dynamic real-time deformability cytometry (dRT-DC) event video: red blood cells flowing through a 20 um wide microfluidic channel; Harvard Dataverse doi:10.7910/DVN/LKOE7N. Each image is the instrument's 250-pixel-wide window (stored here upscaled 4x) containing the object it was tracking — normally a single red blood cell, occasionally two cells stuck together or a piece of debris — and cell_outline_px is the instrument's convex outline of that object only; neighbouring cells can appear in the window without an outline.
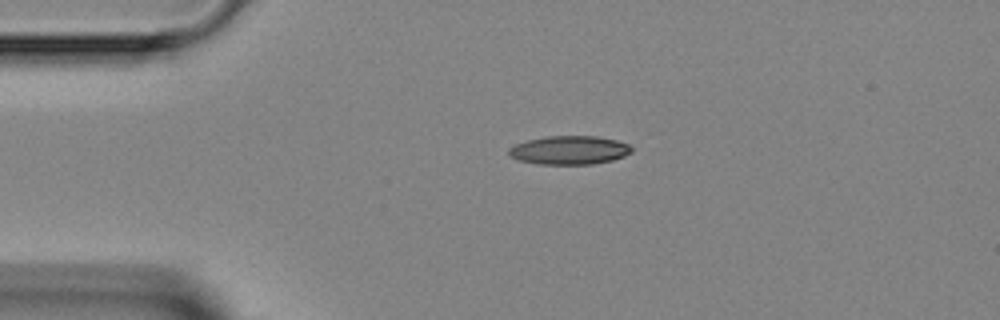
{"species": "Egyptian fruit bat (a non-hibernating species)", "species_latin": "Rousettus aegyptiacus", "temperature_condition": "room temperature", "stored_images_in_passage": 37, "camera_frame_rate_fps": 3000, "um_per_image_px": 0.085, "animal": {"sex": "female"}, "frame": {"image": 1, "passage_image": 1, "time_ms": 0.0, "image_size_px": [1000, 320], "cell_outline_px": [[632, 152], [624, 156], [612, 160], [592, 164], [536, 164], [520, 160], [508, 156], [508, 148], [516, 144], [528, 140], [548, 136], [596, 136], [616, 140], [628, 144], [632, 148]], "centroid_in_image_um": [48.38, 12.76], "position_along_channel_um": 36.6, "area_um2": 20.46}}
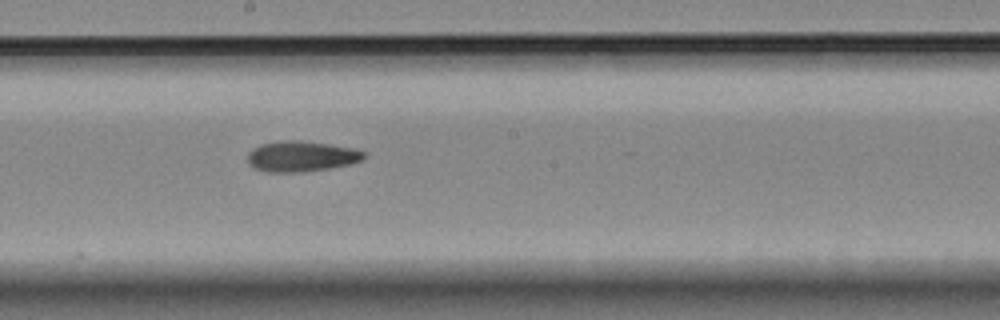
{"frame": {"image": 2, "passage_image": 16, "time_ms": 5.0, "image_size_px": [1000, 320], "cell_outline_px": [[364, 160], [348, 164], [328, 168], [300, 172], [268, 172], [256, 168], [248, 164], [248, 152], [252, 148], [260, 144], [280, 140], [300, 140], [328, 144], [352, 148], [364, 152]], "centroid_in_image_um": [25.57, 13.28], "position_along_channel_um": 222.6, "area_um2": 20.63}}
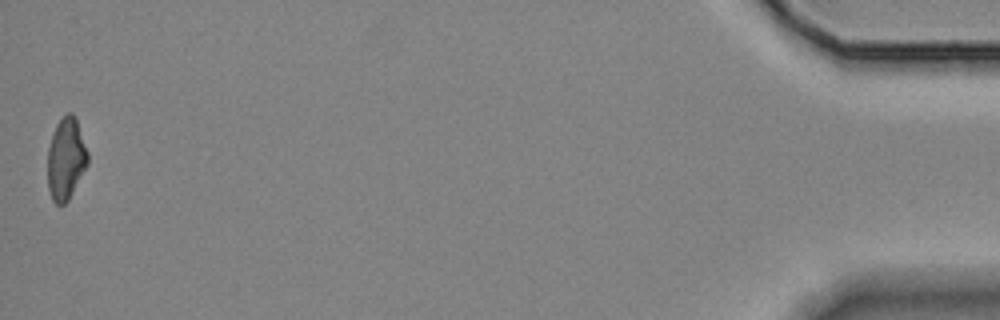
{"frame": {"image": 3, "passage_image": 37, "time_ms": 12.0, "image_size_px": [1000, 320], "cell_outline_px": [[88, 164], [68, 200], [64, 204], [56, 204], [52, 200], [48, 188], [48, 148], [56, 124], [68, 112], [72, 112], [76, 116], [88, 152]], "centroid_in_image_um": [5.61, 13.48], "position_along_channel_um": 429.6, "area_um2": 19.13}}